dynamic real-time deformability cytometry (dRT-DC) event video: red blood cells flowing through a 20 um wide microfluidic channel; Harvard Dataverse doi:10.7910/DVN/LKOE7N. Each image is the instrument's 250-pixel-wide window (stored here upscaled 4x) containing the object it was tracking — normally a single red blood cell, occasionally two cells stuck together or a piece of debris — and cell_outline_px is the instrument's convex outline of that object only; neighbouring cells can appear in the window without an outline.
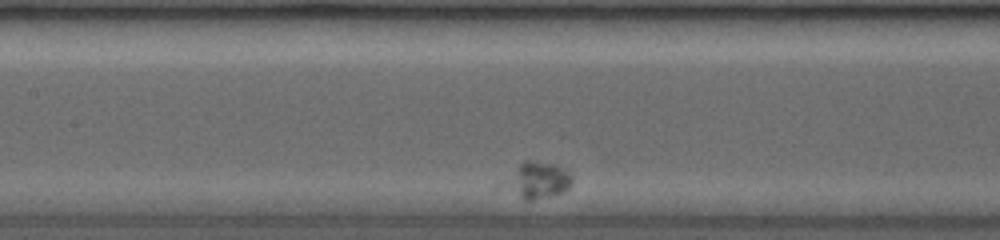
{"species": "common noctule bat (a hibernating species)", "species_latin": "Nyctalus noctula", "temperature_condition": "room temperature", "stored_images_in_passage": 34, "camera_frame_rate_fps": 3500, "um_per_image_px": 0.085, "animal": {"sex": "female", "body_mass_g": 19.0, "forearm_length_mm": 53.3}, "frame": {"image": 1, "passage_image": 14, "time_ms": 3.143, "image_size_px": [1000, 240], "cell_outline_px": [[572, 184], [564, 192], [552, 196], [532, 200], [524, 200], [520, 196], [512, 184], [512, 180], [520, 164], [524, 160], [532, 160], [556, 164], [568, 172], [572, 176]], "centroid_in_image_um": [45.94, 15.3], "position_along_channel_um": 161.5, "area_um2": 13.01}}
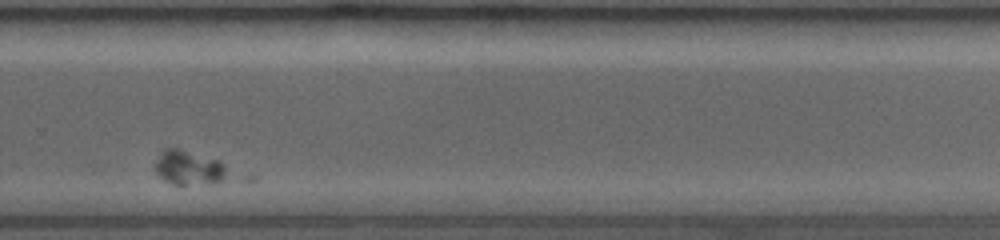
{"frame": {"image": 2, "passage_image": 30, "time_ms": 7.714, "image_size_px": [1000, 240], "cell_outline_px": [[232, 176], [224, 180], [212, 184], [172, 184], [164, 180], [152, 168], [152, 164], [160, 152], [164, 148], [176, 148], [220, 160], [224, 164]], "centroid_in_image_um": [16.07, 14.26], "position_along_channel_um": 313.7, "area_um2": 15.09}}
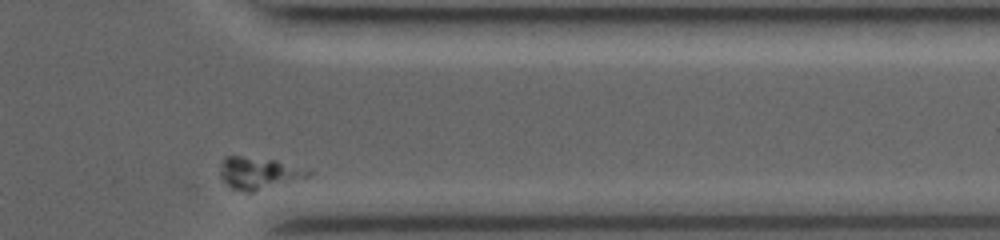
{"frame": {"image": 3, "passage_image": 34, "time_ms": 9.714, "image_size_px": [1000, 240], "cell_outline_px": [[312, 172], [308, 176], [252, 192], [244, 192], [232, 188], [220, 176], [220, 172], [224, 156], [240, 156], [276, 160], [312, 168]], "centroid_in_image_um": [22.03, 14.69], "position_along_channel_um": 389.4, "area_um2": 16.3}}